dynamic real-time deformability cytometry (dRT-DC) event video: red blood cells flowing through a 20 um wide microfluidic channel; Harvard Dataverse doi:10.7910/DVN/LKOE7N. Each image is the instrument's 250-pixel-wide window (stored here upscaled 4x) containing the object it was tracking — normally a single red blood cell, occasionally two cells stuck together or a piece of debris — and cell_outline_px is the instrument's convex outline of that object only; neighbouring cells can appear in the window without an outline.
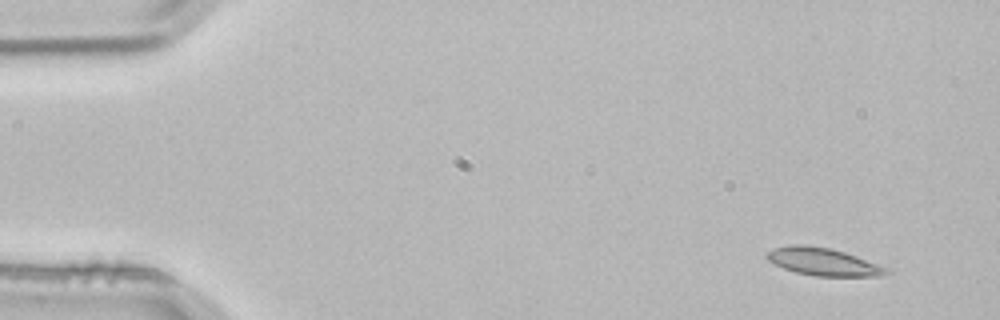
{"species": "common noctule bat (a hibernating species)", "species_latin": "Nyctalus noctula", "temperature_condition": "room temperature", "stored_images_in_passage": 4, "segment_of_instrument_passage": [1, 2], "camera_frame_rate_fps": 3000, "um_per_image_px": 0.085, "animal": {"sex": "male", "body_mass_g": 21.5, "forearm_length_mm": 52.0}, "frame": {"image": 1, "passage_image": 1, "time_ms": 0.0, "image_size_px": [1000, 320], "cell_outline_px": [[892, 272], [880, 276], [816, 276], [796, 272], [784, 268], [768, 260], [764, 256], [768, 252], [776, 248], [792, 244], [804, 244], [828, 248], [844, 252], [856, 256], [888, 268]], "centroid_in_image_um": [69.98, 22.25], "position_along_channel_um": 15.0, "area_um2": 19.02}}
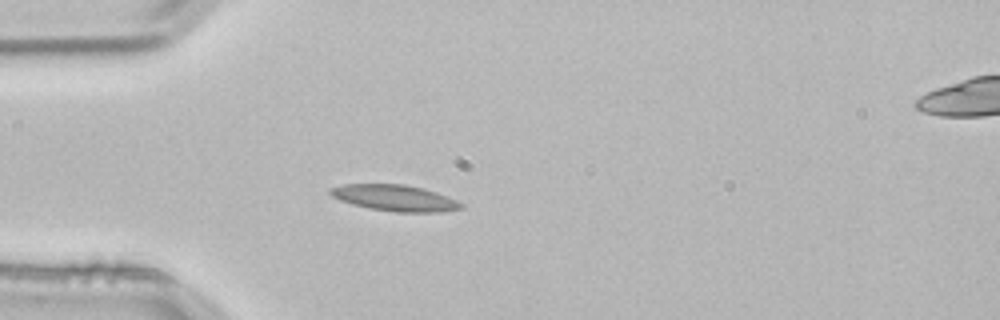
{"frame": {"image": 2, "passage_image": 3, "time_ms": 0.667, "image_size_px": [1000, 320], "cell_outline_px": [[464, 208], [440, 212], [396, 212], [368, 208], [352, 204], [340, 200], [332, 196], [328, 192], [328, 188], [344, 184], [404, 184], [424, 188], [448, 196], [464, 204]], "centroid_in_image_um": [33.56, 16.82], "position_along_channel_um": 51.4, "area_um2": 20.11}}